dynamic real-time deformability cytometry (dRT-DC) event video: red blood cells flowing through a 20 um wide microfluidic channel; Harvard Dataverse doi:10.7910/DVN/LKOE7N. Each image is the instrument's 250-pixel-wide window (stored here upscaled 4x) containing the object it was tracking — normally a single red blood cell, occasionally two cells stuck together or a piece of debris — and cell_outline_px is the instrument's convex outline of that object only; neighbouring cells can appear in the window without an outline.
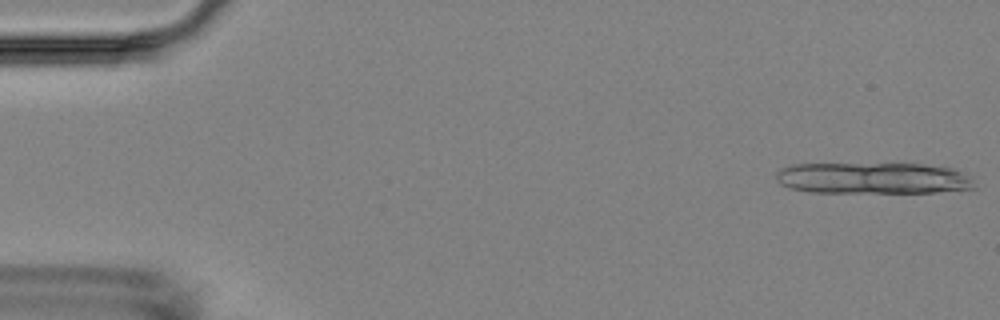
{"species": "Egyptian fruit bat (a non-hibernating species)", "species_latin": "Rousettus aegyptiacus", "temperature_condition": "room temperature", "stored_images_in_passage": 6, "camera_frame_rate_fps": 3000, "um_per_image_px": 0.085, "animal": {"sex": "female"}, "frame": {"image": 1, "passage_image": 1, "time_ms": 0.0, "image_size_px": [1000, 320], "cell_outline_px": [[976, 188], [936, 192], [808, 192], [788, 188], [780, 184], [776, 180], [776, 172], [780, 168], [792, 164], [924, 164], [952, 168], [960, 172], [972, 180]], "centroid_in_image_um": [74.13, 15.14], "position_along_channel_um": 10.9, "area_um2": 36.24}}